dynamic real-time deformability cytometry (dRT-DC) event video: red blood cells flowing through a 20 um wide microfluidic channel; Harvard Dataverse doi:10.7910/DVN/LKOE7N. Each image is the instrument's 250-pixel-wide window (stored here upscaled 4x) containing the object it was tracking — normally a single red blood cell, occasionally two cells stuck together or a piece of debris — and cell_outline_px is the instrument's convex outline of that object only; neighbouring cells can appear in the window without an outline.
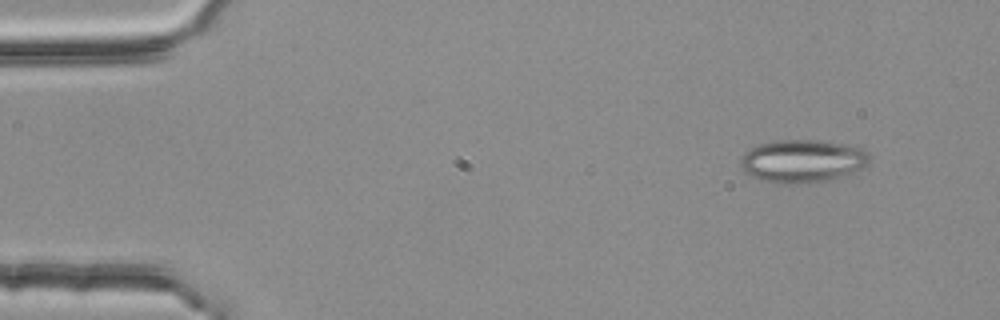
{"species": "common noctule bat (a hibernating species)", "species_latin": "Nyctalus noctula", "temperature_condition": "room temperature", "stored_images_in_passage": 4, "camera_frame_rate_fps": 3000, "um_per_image_px": 0.085, "animal": {"sex": "female", "body_mass_g": 25.1}, "frame": {"image": 1, "passage_image": 1, "time_ms": 0.0, "image_size_px": [1000, 320], "cell_outline_px": [[868, 164], [864, 168], [856, 172], [844, 176], [824, 180], [796, 184], [776, 184], [760, 180], [748, 176], [740, 168], [740, 156], [744, 152], [756, 144], [776, 140], [816, 140], [844, 144], [860, 148], [868, 152]], "centroid_in_image_um": [68.14, 13.7], "position_along_channel_um": 16.9, "area_um2": 32.71}}